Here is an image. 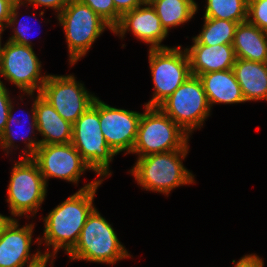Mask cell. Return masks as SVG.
Listing matches in <instances>:
<instances>
[{
    "label": "cell",
    "mask_w": 267,
    "mask_h": 267,
    "mask_svg": "<svg viewBox=\"0 0 267 267\" xmlns=\"http://www.w3.org/2000/svg\"><path fill=\"white\" fill-rule=\"evenodd\" d=\"M101 184V178L87 183L43 219L44 237H37L36 242L41 245L44 241L48 247L47 251L43 252L45 257H56L60 248L68 253L76 245L88 215L95 208L94 197ZM51 247L52 253L49 251Z\"/></svg>",
    "instance_id": "obj_1"
},
{
    "label": "cell",
    "mask_w": 267,
    "mask_h": 267,
    "mask_svg": "<svg viewBox=\"0 0 267 267\" xmlns=\"http://www.w3.org/2000/svg\"><path fill=\"white\" fill-rule=\"evenodd\" d=\"M188 150L189 146L181 150L139 157L130 173L143 189L168 196L176 187L195 183V176L182 163Z\"/></svg>",
    "instance_id": "obj_2"
},
{
    "label": "cell",
    "mask_w": 267,
    "mask_h": 267,
    "mask_svg": "<svg viewBox=\"0 0 267 267\" xmlns=\"http://www.w3.org/2000/svg\"><path fill=\"white\" fill-rule=\"evenodd\" d=\"M111 225L94 208L86 219L76 245L68 252L70 260L114 265L131 257Z\"/></svg>",
    "instance_id": "obj_3"
},
{
    "label": "cell",
    "mask_w": 267,
    "mask_h": 267,
    "mask_svg": "<svg viewBox=\"0 0 267 267\" xmlns=\"http://www.w3.org/2000/svg\"><path fill=\"white\" fill-rule=\"evenodd\" d=\"M145 107L141 114L136 140L131 153L144 157L166 153L188 146L189 134L159 107Z\"/></svg>",
    "instance_id": "obj_4"
},
{
    "label": "cell",
    "mask_w": 267,
    "mask_h": 267,
    "mask_svg": "<svg viewBox=\"0 0 267 267\" xmlns=\"http://www.w3.org/2000/svg\"><path fill=\"white\" fill-rule=\"evenodd\" d=\"M72 145L101 180L112 175L109 164L116 155L108 146L100 127L99 98L72 126ZM110 172V173H109Z\"/></svg>",
    "instance_id": "obj_5"
},
{
    "label": "cell",
    "mask_w": 267,
    "mask_h": 267,
    "mask_svg": "<svg viewBox=\"0 0 267 267\" xmlns=\"http://www.w3.org/2000/svg\"><path fill=\"white\" fill-rule=\"evenodd\" d=\"M56 16L65 32L70 66L87 54L106 28L113 31L107 22L79 0H73Z\"/></svg>",
    "instance_id": "obj_6"
},
{
    "label": "cell",
    "mask_w": 267,
    "mask_h": 267,
    "mask_svg": "<svg viewBox=\"0 0 267 267\" xmlns=\"http://www.w3.org/2000/svg\"><path fill=\"white\" fill-rule=\"evenodd\" d=\"M13 165L7 188V202L11 215L22 217L28 213L33 216L45 201L47 185L37 163L31 157H20Z\"/></svg>",
    "instance_id": "obj_7"
},
{
    "label": "cell",
    "mask_w": 267,
    "mask_h": 267,
    "mask_svg": "<svg viewBox=\"0 0 267 267\" xmlns=\"http://www.w3.org/2000/svg\"><path fill=\"white\" fill-rule=\"evenodd\" d=\"M158 107L190 135L203 126L211 111L202 81L195 75H190Z\"/></svg>",
    "instance_id": "obj_8"
},
{
    "label": "cell",
    "mask_w": 267,
    "mask_h": 267,
    "mask_svg": "<svg viewBox=\"0 0 267 267\" xmlns=\"http://www.w3.org/2000/svg\"><path fill=\"white\" fill-rule=\"evenodd\" d=\"M149 67L153 79V97L147 107H158L191 75L186 49L178 47L149 48Z\"/></svg>",
    "instance_id": "obj_9"
},
{
    "label": "cell",
    "mask_w": 267,
    "mask_h": 267,
    "mask_svg": "<svg viewBox=\"0 0 267 267\" xmlns=\"http://www.w3.org/2000/svg\"><path fill=\"white\" fill-rule=\"evenodd\" d=\"M41 61L33 47L13 43L4 44L0 56V76L10 81L21 92L33 97L35 90L40 93L48 75H41Z\"/></svg>",
    "instance_id": "obj_10"
},
{
    "label": "cell",
    "mask_w": 267,
    "mask_h": 267,
    "mask_svg": "<svg viewBox=\"0 0 267 267\" xmlns=\"http://www.w3.org/2000/svg\"><path fill=\"white\" fill-rule=\"evenodd\" d=\"M39 94L71 124L76 122L96 98L71 74L66 76L49 74Z\"/></svg>",
    "instance_id": "obj_11"
},
{
    "label": "cell",
    "mask_w": 267,
    "mask_h": 267,
    "mask_svg": "<svg viewBox=\"0 0 267 267\" xmlns=\"http://www.w3.org/2000/svg\"><path fill=\"white\" fill-rule=\"evenodd\" d=\"M31 158L47 186V180L53 177L77 184L86 170H92L72 143L40 145Z\"/></svg>",
    "instance_id": "obj_12"
},
{
    "label": "cell",
    "mask_w": 267,
    "mask_h": 267,
    "mask_svg": "<svg viewBox=\"0 0 267 267\" xmlns=\"http://www.w3.org/2000/svg\"><path fill=\"white\" fill-rule=\"evenodd\" d=\"M141 114L111 107L99 99V121L108 146L117 155L122 151L129 154L136 140Z\"/></svg>",
    "instance_id": "obj_13"
},
{
    "label": "cell",
    "mask_w": 267,
    "mask_h": 267,
    "mask_svg": "<svg viewBox=\"0 0 267 267\" xmlns=\"http://www.w3.org/2000/svg\"><path fill=\"white\" fill-rule=\"evenodd\" d=\"M19 225L14 218L0 237V267H32L45 258L40 248L30 255L34 224Z\"/></svg>",
    "instance_id": "obj_14"
},
{
    "label": "cell",
    "mask_w": 267,
    "mask_h": 267,
    "mask_svg": "<svg viewBox=\"0 0 267 267\" xmlns=\"http://www.w3.org/2000/svg\"><path fill=\"white\" fill-rule=\"evenodd\" d=\"M127 31H131L137 39L149 44L150 49L168 47L161 44L168 33L149 2L124 13L112 32L123 38Z\"/></svg>",
    "instance_id": "obj_15"
},
{
    "label": "cell",
    "mask_w": 267,
    "mask_h": 267,
    "mask_svg": "<svg viewBox=\"0 0 267 267\" xmlns=\"http://www.w3.org/2000/svg\"><path fill=\"white\" fill-rule=\"evenodd\" d=\"M193 45L185 48L190 61L191 75L233 69L236 55L233 45L207 46L200 44L194 37Z\"/></svg>",
    "instance_id": "obj_16"
},
{
    "label": "cell",
    "mask_w": 267,
    "mask_h": 267,
    "mask_svg": "<svg viewBox=\"0 0 267 267\" xmlns=\"http://www.w3.org/2000/svg\"><path fill=\"white\" fill-rule=\"evenodd\" d=\"M37 131L42 136L41 145L67 144L72 142V126L64 120L39 93L34 98Z\"/></svg>",
    "instance_id": "obj_17"
},
{
    "label": "cell",
    "mask_w": 267,
    "mask_h": 267,
    "mask_svg": "<svg viewBox=\"0 0 267 267\" xmlns=\"http://www.w3.org/2000/svg\"><path fill=\"white\" fill-rule=\"evenodd\" d=\"M204 91L210 108L218 104H235L246 102L233 69L200 74Z\"/></svg>",
    "instance_id": "obj_18"
},
{
    "label": "cell",
    "mask_w": 267,
    "mask_h": 267,
    "mask_svg": "<svg viewBox=\"0 0 267 267\" xmlns=\"http://www.w3.org/2000/svg\"><path fill=\"white\" fill-rule=\"evenodd\" d=\"M233 71L245 101H267V63L236 58Z\"/></svg>",
    "instance_id": "obj_19"
},
{
    "label": "cell",
    "mask_w": 267,
    "mask_h": 267,
    "mask_svg": "<svg viewBox=\"0 0 267 267\" xmlns=\"http://www.w3.org/2000/svg\"><path fill=\"white\" fill-rule=\"evenodd\" d=\"M232 45L236 58L267 63V32L248 21L237 25Z\"/></svg>",
    "instance_id": "obj_20"
},
{
    "label": "cell",
    "mask_w": 267,
    "mask_h": 267,
    "mask_svg": "<svg viewBox=\"0 0 267 267\" xmlns=\"http://www.w3.org/2000/svg\"><path fill=\"white\" fill-rule=\"evenodd\" d=\"M165 31L187 23L194 17L198 4L194 0H148ZM170 28V29H169Z\"/></svg>",
    "instance_id": "obj_21"
},
{
    "label": "cell",
    "mask_w": 267,
    "mask_h": 267,
    "mask_svg": "<svg viewBox=\"0 0 267 267\" xmlns=\"http://www.w3.org/2000/svg\"><path fill=\"white\" fill-rule=\"evenodd\" d=\"M13 103L14 102L12 101L11 104H10V109H9V115H8L7 123H6L5 129H4L3 133H2V135L0 136V147L2 149H4V151L7 152V154L10 153L9 151H11V153H12V148L14 149V147H15V149H18V147L15 146V141L14 140L15 139H18L17 136H19L20 139H22V141H25L24 143L26 144V149L23 150L24 151L23 152L24 154H22L23 156L20 155V157H32L35 154V152L38 149V147L41 145L40 144V141L39 140L36 141L35 140V137L32 138L30 136L31 134H29L28 139L25 137L26 140H28V141H26L25 138H24V136H26L27 134L25 135V133L24 134L22 133L23 136L21 138L20 133L18 132L19 133L18 134L17 133V130H14L13 128H11L12 127V125H11L12 122L13 123H16L18 125L22 124V123H20L21 120H19L18 118H16V117L13 116V111H14ZM30 111L32 113V115L30 117V119H31L32 122L30 123L29 132L27 131V133H33L34 134V132H35L34 130L37 131V124H36V118H35V106H34V102L32 104V109ZM26 119H24V120L27 121L28 119L27 120Z\"/></svg>",
    "instance_id": "obj_22"
},
{
    "label": "cell",
    "mask_w": 267,
    "mask_h": 267,
    "mask_svg": "<svg viewBox=\"0 0 267 267\" xmlns=\"http://www.w3.org/2000/svg\"><path fill=\"white\" fill-rule=\"evenodd\" d=\"M239 23L229 20L204 18L202 31L194 38L202 45H232Z\"/></svg>",
    "instance_id": "obj_23"
},
{
    "label": "cell",
    "mask_w": 267,
    "mask_h": 267,
    "mask_svg": "<svg viewBox=\"0 0 267 267\" xmlns=\"http://www.w3.org/2000/svg\"><path fill=\"white\" fill-rule=\"evenodd\" d=\"M203 18L243 23L248 17V0H207Z\"/></svg>",
    "instance_id": "obj_24"
},
{
    "label": "cell",
    "mask_w": 267,
    "mask_h": 267,
    "mask_svg": "<svg viewBox=\"0 0 267 267\" xmlns=\"http://www.w3.org/2000/svg\"><path fill=\"white\" fill-rule=\"evenodd\" d=\"M24 6L25 4L21 1V0H18L14 5H13V8H12V11H11V16L9 18V22H8V25L7 27H10V26H14L13 29V34L11 37H9V41L13 42V43H17V44H20V45H25V46H30L32 47V42L29 40L30 39V36H29V25L27 22H25L26 20H17L18 18V13H19V9H20V6ZM35 16L33 15V17L31 16V18H34ZM28 18H30L28 16ZM19 21V22H18ZM28 21V19H27ZM18 25V26H17ZM32 29V28H31ZM29 36V37H27Z\"/></svg>",
    "instance_id": "obj_25"
},
{
    "label": "cell",
    "mask_w": 267,
    "mask_h": 267,
    "mask_svg": "<svg viewBox=\"0 0 267 267\" xmlns=\"http://www.w3.org/2000/svg\"><path fill=\"white\" fill-rule=\"evenodd\" d=\"M88 5L112 29L119 23L121 15L116 11L113 0H79Z\"/></svg>",
    "instance_id": "obj_26"
},
{
    "label": "cell",
    "mask_w": 267,
    "mask_h": 267,
    "mask_svg": "<svg viewBox=\"0 0 267 267\" xmlns=\"http://www.w3.org/2000/svg\"><path fill=\"white\" fill-rule=\"evenodd\" d=\"M247 21L267 32V0H248Z\"/></svg>",
    "instance_id": "obj_27"
},
{
    "label": "cell",
    "mask_w": 267,
    "mask_h": 267,
    "mask_svg": "<svg viewBox=\"0 0 267 267\" xmlns=\"http://www.w3.org/2000/svg\"><path fill=\"white\" fill-rule=\"evenodd\" d=\"M12 99H10V92L7 90L0 78V136L2 135L8 115Z\"/></svg>",
    "instance_id": "obj_28"
},
{
    "label": "cell",
    "mask_w": 267,
    "mask_h": 267,
    "mask_svg": "<svg viewBox=\"0 0 267 267\" xmlns=\"http://www.w3.org/2000/svg\"><path fill=\"white\" fill-rule=\"evenodd\" d=\"M24 4H30L34 6L33 8H37L39 6H43L46 8H52L56 10L59 15L64 8L69 5L73 0H21Z\"/></svg>",
    "instance_id": "obj_29"
},
{
    "label": "cell",
    "mask_w": 267,
    "mask_h": 267,
    "mask_svg": "<svg viewBox=\"0 0 267 267\" xmlns=\"http://www.w3.org/2000/svg\"><path fill=\"white\" fill-rule=\"evenodd\" d=\"M116 11L122 16L141 5H145L148 0H113Z\"/></svg>",
    "instance_id": "obj_30"
},
{
    "label": "cell",
    "mask_w": 267,
    "mask_h": 267,
    "mask_svg": "<svg viewBox=\"0 0 267 267\" xmlns=\"http://www.w3.org/2000/svg\"><path fill=\"white\" fill-rule=\"evenodd\" d=\"M18 0H0V27L7 28L13 5Z\"/></svg>",
    "instance_id": "obj_31"
},
{
    "label": "cell",
    "mask_w": 267,
    "mask_h": 267,
    "mask_svg": "<svg viewBox=\"0 0 267 267\" xmlns=\"http://www.w3.org/2000/svg\"><path fill=\"white\" fill-rule=\"evenodd\" d=\"M232 260L234 267H264V260L256 254H248L241 257L239 261Z\"/></svg>",
    "instance_id": "obj_32"
},
{
    "label": "cell",
    "mask_w": 267,
    "mask_h": 267,
    "mask_svg": "<svg viewBox=\"0 0 267 267\" xmlns=\"http://www.w3.org/2000/svg\"><path fill=\"white\" fill-rule=\"evenodd\" d=\"M14 218L12 216H4L0 214V237L2 236L4 230L6 227L9 225V223L13 220Z\"/></svg>",
    "instance_id": "obj_33"
},
{
    "label": "cell",
    "mask_w": 267,
    "mask_h": 267,
    "mask_svg": "<svg viewBox=\"0 0 267 267\" xmlns=\"http://www.w3.org/2000/svg\"><path fill=\"white\" fill-rule=\"evenodd\" d=\"M53 261H52V260ZM54 259H55V257H45V258H43L38 264H36V265H34V266H32V267H46L47 266V264H48V261H50V263H51V265L53 264V262H54Z\"/></svg>",
    "instance_id": "obj_34"
},
{
    "label": "cell",
    "mask_w": 267,
    "mask_h": 267,
    "mask_svg": "<svg viewBox=\"0 0 267 267\" xmlns=\"http://www.w3.org/2000/svg\"><path fill=\"white\" fill-rule=\"evenodd\" d=\"M5 29H4V27H0V56H1V53H2V51H3V48H4V45L3 46H1L2 44H1V34H2V32L4 31Z\"/></svg>",
    "instance_id": "obj_35"
}]
</instances>
